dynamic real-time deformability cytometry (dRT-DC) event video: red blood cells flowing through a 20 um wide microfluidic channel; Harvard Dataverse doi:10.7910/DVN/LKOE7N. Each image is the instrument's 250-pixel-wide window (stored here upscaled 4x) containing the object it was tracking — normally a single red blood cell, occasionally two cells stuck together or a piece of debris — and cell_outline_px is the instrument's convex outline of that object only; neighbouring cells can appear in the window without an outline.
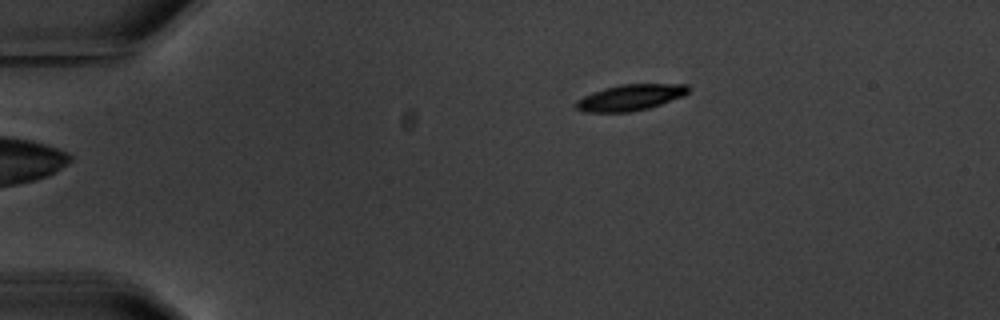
{"species": "common noctule bat (a hibernating species)", "species_latin": "Nyctalus noctula", "temperature_condition": "warm", "stored_images_in_passage": 6, "camera_frame_rate_fps": 3000, "um_per_image_px": 0.085, "animal": {"sex": "male", "body_mass_g": 20.1, "forearm_length_mm": 53.5}, "frame": {"image": 1, "passage_image": 6, "time_ms": 7.0, "image_size_px": [1000, 320], "cell_outline_px": [[688, 92], [684, 96], [648, 108], [628, 112], [584, 112], [576, 108], [572, 104], [576, 100], [592, 92], [604, 88], [620, 84], [688, 84]], "centroid_in_image_um": [53.53, 8.28], "position_along_channel_um": 31.5, "area_um2": 17.11}}